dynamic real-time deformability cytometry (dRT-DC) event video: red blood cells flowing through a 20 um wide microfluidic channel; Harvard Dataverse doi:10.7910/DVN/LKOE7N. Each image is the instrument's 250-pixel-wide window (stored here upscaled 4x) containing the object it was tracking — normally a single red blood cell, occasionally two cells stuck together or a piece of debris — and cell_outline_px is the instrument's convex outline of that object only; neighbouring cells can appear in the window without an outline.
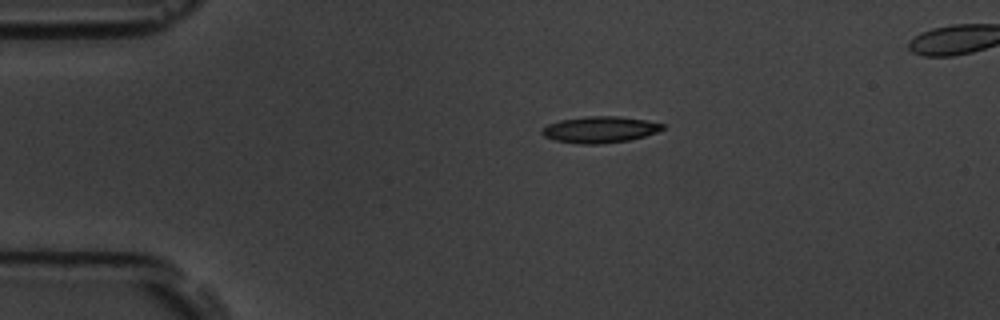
{"species": "common noctule bat (a hibernating species)", "species_latin": "Nyctalus noctula", "temperature_condition": "room temperature", "stored_images_in_passage": 4, "camera_frame_rate_fps": 3000, "um_per_image_px": 0.085, "animal": {"sex": "male", "body_mass_g": 19.5, "forearm_length_mm": 54.6}, "frame": {"image": 1, "passage_image": 1, "time_ms": 0.0, "image_size_px": [1000, 320], "cell_outline_px": [[664, 128], [656, 132], [644, 136], [628, 140], [600, 144], [580, 144], [556, 140], [544, 136], [540, 132], [540, 128], [548, 124], [560, 120], [588, 116], [620, 116], [648, 120], [664, 124]], "centroid_in_image_um": [50.97, 11.0], "position_along_channel_um": 34.0, "area_um2": 18.55}}
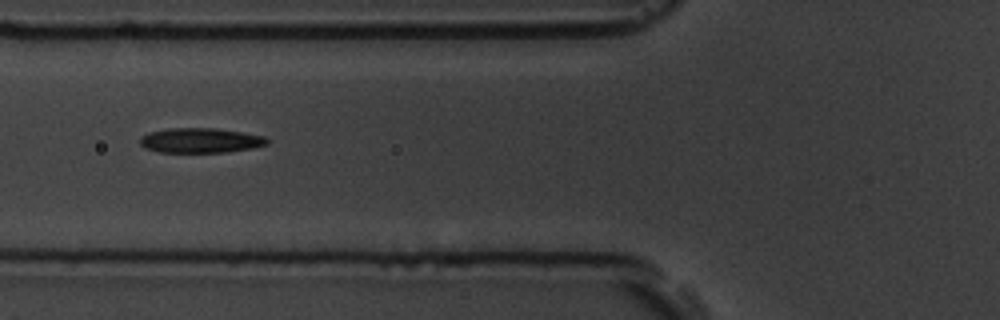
{"frame": {"image": 2, "passage_image": 4, "time_ms": 3.333, "image_size_px": [1000, 320], "cell_outline_px": [[272, 140], [268, 144], [252, 148], [224, 152], [160, 152], [144, 148], [140, 144], [140, 136], [148, 132], [168, 128], [216, 128], [244, 132], [264, 136]], "centroid_in_image_um": [17.05, 11.93], "position_along_channel_um": 108.8, "area_um2": 18.61}}